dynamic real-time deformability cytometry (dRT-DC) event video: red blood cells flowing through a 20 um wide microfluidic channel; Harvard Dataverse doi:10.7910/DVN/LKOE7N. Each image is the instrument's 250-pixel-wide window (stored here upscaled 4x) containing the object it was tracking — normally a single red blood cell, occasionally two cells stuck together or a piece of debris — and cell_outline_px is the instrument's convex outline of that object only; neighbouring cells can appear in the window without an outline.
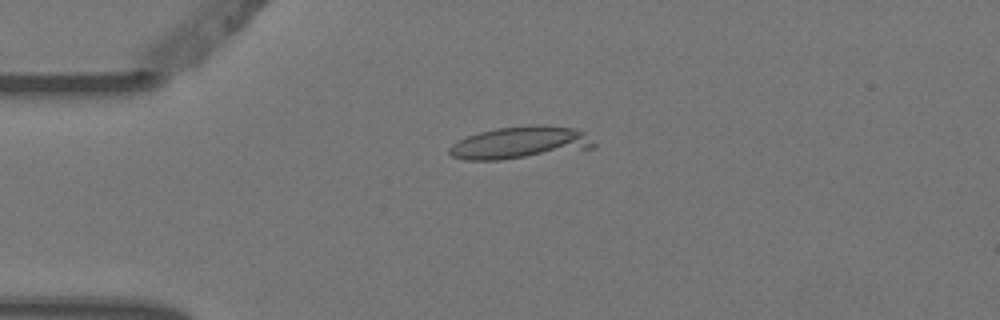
{"species": "Egyptian fruit bat (a non-hibernating species)", "species_latin": "Rousettus aegyptiacus", "temperature_condition": "warm", "stored_images_in_passage": 6, "camera_frame_rate_fps": 3000, "um_per_image_px": 0.085, "animal": {"sex": "female"}, "frame": {"image": 1, "passage_image": 4, "time_ms": 1.0, "image_size_px": [1000, 320], "cell_outline_px": [[596, 148], [500, 160], [464, 160], [452, 156], [448, 152], [448, 148], [452, 144], [468, 136], [480, 132], [496, 128], [528, 124], [540, 124], [576, 128], [584, 132], [596, 144]], "centroid_in_image_um": [44.24, 12.12], "position_along_channel_um": 40.8, "area_um2": 27.4}}